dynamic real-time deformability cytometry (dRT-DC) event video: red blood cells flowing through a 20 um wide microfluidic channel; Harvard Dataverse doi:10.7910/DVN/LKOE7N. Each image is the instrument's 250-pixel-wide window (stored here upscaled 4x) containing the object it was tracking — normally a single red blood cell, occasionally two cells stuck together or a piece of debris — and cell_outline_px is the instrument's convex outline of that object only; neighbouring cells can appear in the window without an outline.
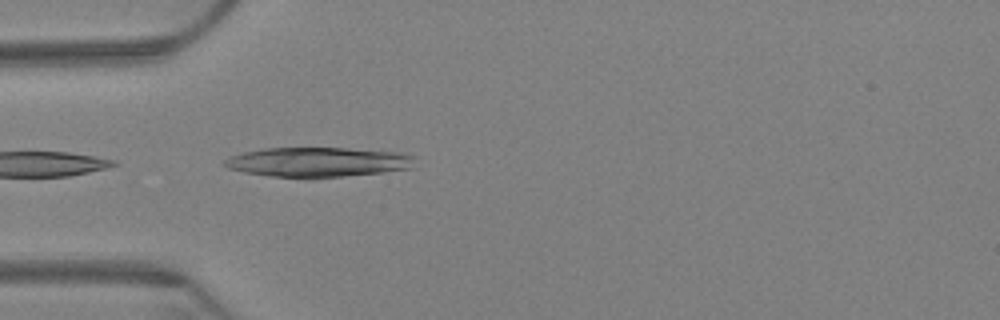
{"species": "Egyptian fruit bat (a non-hibernating species)", "species_latin": "Rousettus aegyptiacus", "temperature_condition": "warm", "stored_images_in_passage": 9, "camera_frame_rate_fps": 3000, "um_per_image_px": 0.085, "animal": {"sex": "female"}, "frame": {"image": 1, "passage_image": 1, "time_ms": 0.0, "image_size_px": [1000, 320], "cell_outline_px": [[412, 168], [384, 172], [312, 180], [272, 176], [244, 172], [228, 168], [220, 164], [224, 160], [232, 156], [244, 152], [264, 148], [344, 148], [400, 152], [412, 156]], "centroid_in_image_um": [26.98, 13.8], "position_along_channel_um": 58.0, "area_um2": 33.41}}
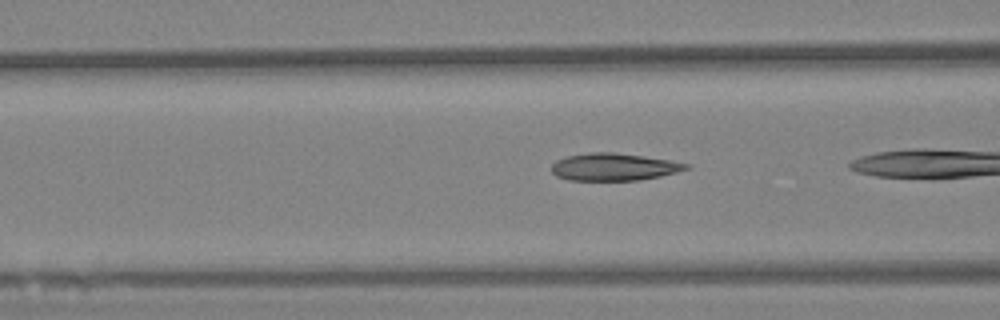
{"frame": {"image": 2, "passage_image": 4, "time_ms": 1.0, "image_size_px": [1000, 320], "cell_outline_px": [[692, 164], [688, 168], [676, 172], [660, 176], [640, 180], [568, 180], [556, 176], [552, 172], [552, 164], [556, 160], [568, 156], [592, 152], [612, 152], [668, 160]], "centroid_in_image_um": [52.16, 14.19], "position_along_channel_um": 114.4, "area_um2": 21.21}}
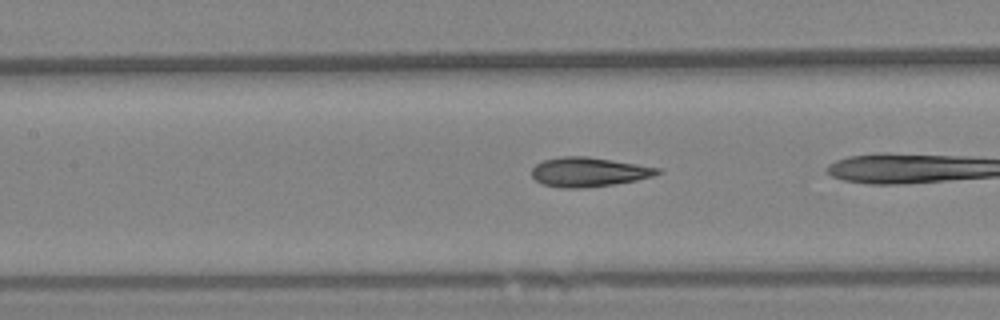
{"frame": {"image": 3, "passage_image": 8, "time_ms": 2.333, "image_size_px": [1000, 320], "cell_outline_px": [[660, 172], [652, 176], [636, 180], [612, 184], [580, 188], [560, 188], [544, 184], [536, 180], [532, 176], [532, 168], [536, 164], [544, 160], [560, 156], [588, 156], [660, 168]], "centroid_in_image_um": [50.0, 14.61], "position_along_channel_um": 157.4, "area_um2": 21.27}}